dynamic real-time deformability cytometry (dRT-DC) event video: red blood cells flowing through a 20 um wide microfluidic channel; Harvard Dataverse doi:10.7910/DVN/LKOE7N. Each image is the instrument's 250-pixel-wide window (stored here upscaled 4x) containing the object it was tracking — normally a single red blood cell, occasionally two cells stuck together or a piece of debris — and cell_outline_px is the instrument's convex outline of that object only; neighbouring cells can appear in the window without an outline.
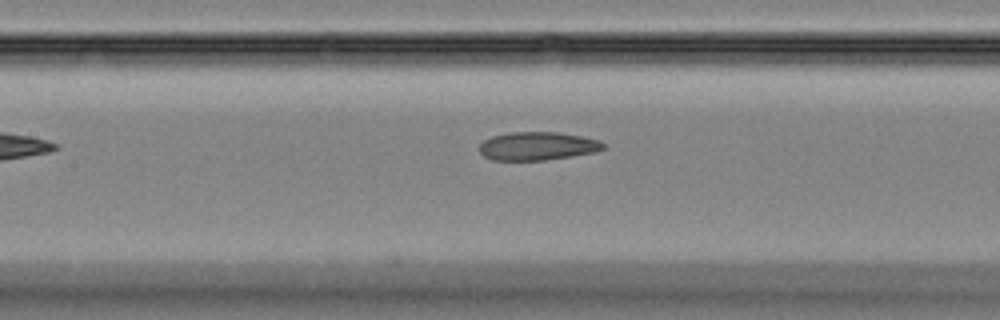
{"species": "Egyptian fruit bat (a non-hibernating species)", "species_latin": "Rousettus aegyptiacus", "temperature_condition": "room temperature", "stored_images_in_passage": 33, "camera_frame_rate_fps": 3000, "um_per_image_px": 0.085, "animal": {"sex": "female"}, "frame": {"image": 1, "passage_image": 10, "time_ms": 3.0, "image_size_px": [1000, 320], "cell_outline_px": [[604, 148], [596, 152], [544, 160], [492, 160], [484, 156], [480, 152], [480, 144], [484, 140], [492, 136], [512, 132], [560, 132], [600, 140], [604, 144]], "centroid_in_image_um": [45.68, 12.41], "position_along_channel_um": 161.7, "area_um2": 20.35}}
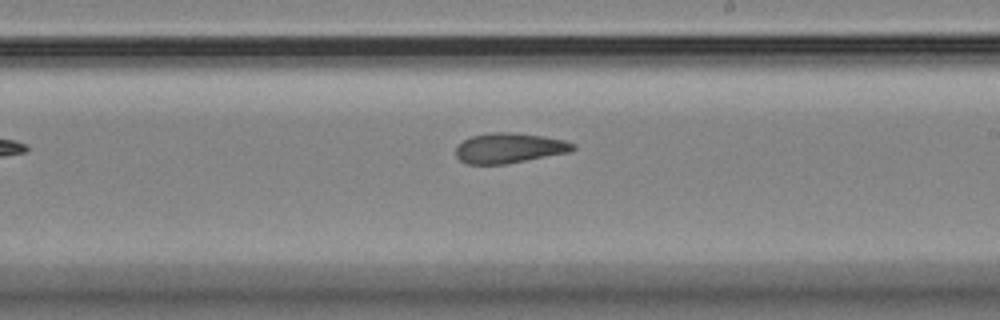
{"frame": {"image": 2, "passage_image": 16, "time_ms": 5.0, "image_size_px": [1000, 320], "cell_outline_px": [[576, 148], [572, 152], [508, 164], [468, 164], [460, 160], [456, 156], [456, 148], [464, 140], [472, 136], [488, 132], [512, 132], [544, 136], [564, 140], [576, 144]], "centroid_in_image_um": [43.34, 12.59], "position_along_channel_um": 245.7, "area_um2": 20.81}}
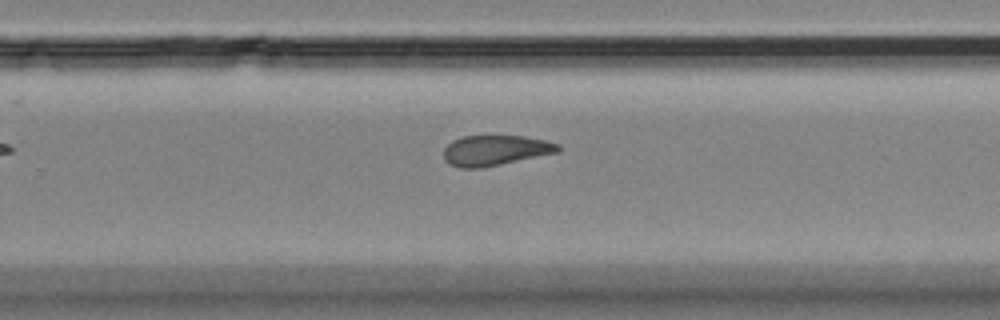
{"frame": {"image": 3, "passage_image": 19, "time_ms": 6.0, "image_size_px": [1000, 320], "cell_outline_px": [[560, 152], [484, 168], [460, 168], [448, 164], [444, 160], [444, 148], [452, 140], [460, 136], [524, 136], [544, 140], [560, 144]], "centroid_in_image_um": [42.09, 12.79], "position_along_channel_um": 287.7, "area_um2": 20.52}}